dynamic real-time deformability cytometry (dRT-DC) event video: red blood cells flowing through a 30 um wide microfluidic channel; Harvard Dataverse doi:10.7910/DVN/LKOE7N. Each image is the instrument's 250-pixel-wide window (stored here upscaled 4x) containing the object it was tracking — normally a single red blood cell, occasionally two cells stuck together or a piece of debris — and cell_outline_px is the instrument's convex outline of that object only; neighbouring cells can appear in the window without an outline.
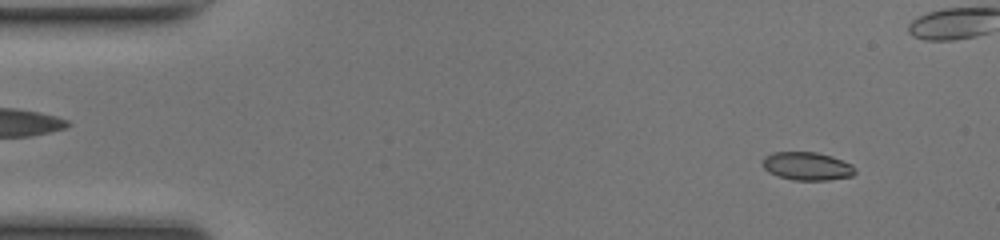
{"species": "common noctule bat (a hibernating species)", "species_latin": "Nyctalus noctula", "temperature_condition": "room temperature", "stored_images_in_passage": 50, "camera_frame_rate_fps": 3000, "um_per_image_px": 0.085, "animal": {"sex": "female", "body_mass_g": 17.0, "forearm_length_mm": 48.0}, "frame": {"image": 1, "passage_image": 4, "time_ms": 1.0, "image_size_px": [1000, 240], "cell_outline_px": [[856, 172], [852, 176], [828, 180], [792, 180], [768, 172], [760, 164], [760, 160], [764, 156], [772, 152], [816, 152], [832, 156], [852, 164], [856, 168]], "centroid_in_image_um": [68.58, 14.11], "position_along_channel_um": 16.4, "area_um2": 15.43}}
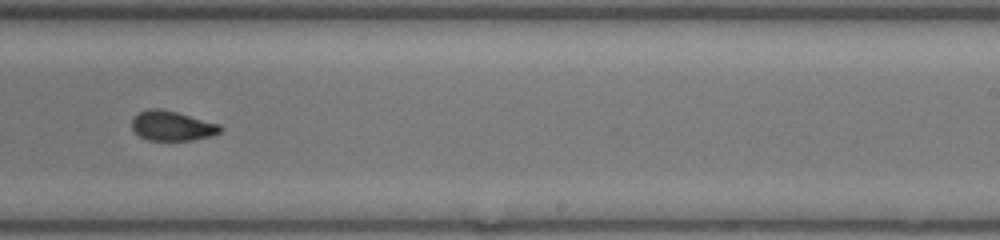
{"frame": {"image": 2, "passage_image": 30, "time_ms": 9.667, "image_size_px": [1000, 240], "cell_outline_px": [[224, 128], [220, 132], [212, 136], [192, 140], [148, 140], [140, 136], [132, 128], [132, 116], [136, 112], [148, 108], [160, 108], [176, 112], [220, 124]], "centroid_in_image_um": [14.61, 10.68], "position_along_channel_um": 274.4, "area_um2": 15.49}}
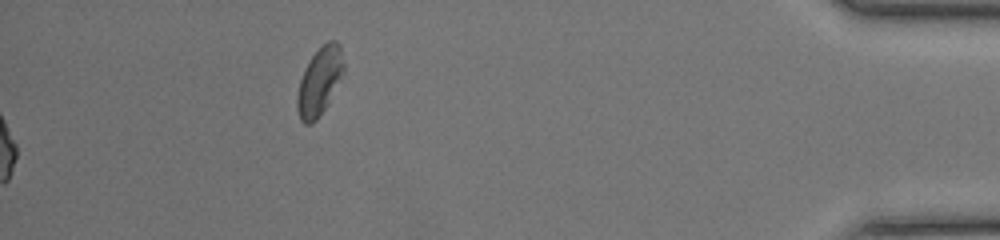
{"frame": {"image": 3, "passage_image": 50, "time_ms": 16.333, "image_size_px": [1000, 240], "cell_outline_px": [[344, 72], [324, 108], [316, 120], [312, 124], [304, 124], [300, 120], [296, 108], [296, 96], [300, 80], [312, 56], [328, 40], [336, 40], [340, 44], [344, 64]], "centroid_in_image_um": [27.15, 6.92], "position_along_channel_um": 408.1, "area_um2": 18.03}, "authors_computed_cell_mechanics": {"area_um2": 15.4904, "velocity_mm_per_s": 4.1698, "shape_relaxation_time_tau1_ms": null, "shape_relaxation_time_tau2_ms": 1.4665, "deformation_change_tau1": null, "deformation_change_tau2": 0.0522}}